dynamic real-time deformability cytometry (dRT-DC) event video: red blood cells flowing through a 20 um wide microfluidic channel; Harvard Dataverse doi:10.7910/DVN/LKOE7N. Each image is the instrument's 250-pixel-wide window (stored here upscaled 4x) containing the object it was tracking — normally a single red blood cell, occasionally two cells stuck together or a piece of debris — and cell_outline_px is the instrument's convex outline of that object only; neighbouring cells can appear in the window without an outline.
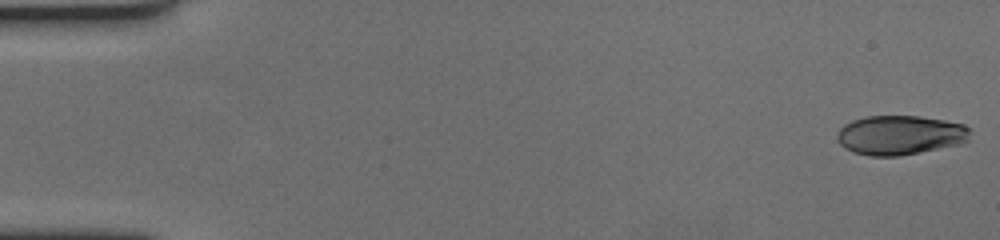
{"species": "human", "species_latin": "Homo sapiens", "temperature_condition": "cold", "stored_images_in_passage": 60, "camera_frame_rate_fps": 3000, "um_per_image_px": 0.085, "donor": {"sex": "female"}, "frame": {"image": 1, "passage_image": 1, "time_ms": 0.0, "image_size_px": [1000, 240], "cell_outline_px": [[972, 132], [968, 140], [960, 144], [900, 156], [868, 156], [852, 152], [844, 148], [836, 140], [836, 136], [840, 128], [844, 124], [852, 120], [864, 116], [920, 116], [944, 120], [964, 124], [972, 128]], "centroid_in_image_um": [76.51, 11.48], "position_along_channel_um": 8.5, "area_um2": 30.98}}
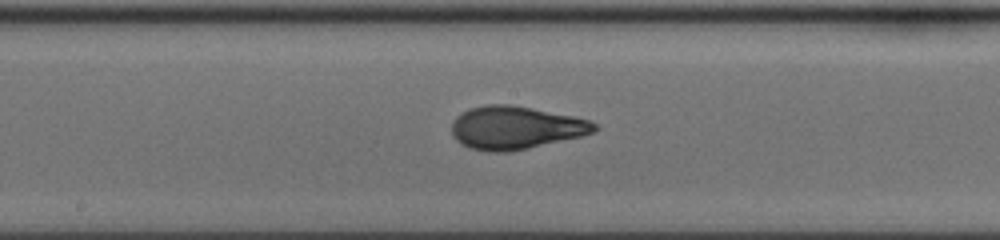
{"frame": {"image": 2, "passage_image": 32, "time_ms": 10.333, "image_size_px": [1000, 240], "cell_outline_px": [[600, 128], [596, 132], [580, 136], [528, 148], [508, 152], [488, 152], [468, 148], [460, 144], [452, 136], [452, 120], [456, 116], [468, 108], [484, 104], [508, 104], [532, 108], [572, 116], [588, 120], [596, 124]], "centroid_in_image_um": [43.77, 10.85], "position_along_channel_um": 204.4, "area_um2": 35.95}}
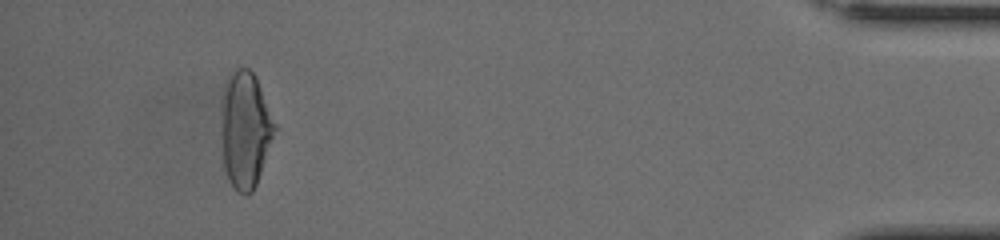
{"frame": {"image": 3, "passage_image": 56, "time_ms": 18.333, "image_size_px": [1000, 240], "cell_outline_px": [[276, 128], [256, 184], [252, 192], [244, 196], [232, 184], [224, 168], [220, 116], [220, 104], [224, 84], [228, 76], [236, 68], [248, 68], [256, 76], [276, 124]], "centroid_in_image_um": [20.82, 10.96], "position_along_channel_um": 414.4, "area_um2": 36.24}, "authors_computed_cell_mechanics": {"area_um2": 34.5355, "velocity_mm_per_s": 3.4454, "shape_relaxation_time_tau1_ms": 4.1411, "shape_relaxation_time_tau2_ms": 0.9767, "deformation_change_tau1": 0.1992, "deformation_change_tau2": 0.0733}}